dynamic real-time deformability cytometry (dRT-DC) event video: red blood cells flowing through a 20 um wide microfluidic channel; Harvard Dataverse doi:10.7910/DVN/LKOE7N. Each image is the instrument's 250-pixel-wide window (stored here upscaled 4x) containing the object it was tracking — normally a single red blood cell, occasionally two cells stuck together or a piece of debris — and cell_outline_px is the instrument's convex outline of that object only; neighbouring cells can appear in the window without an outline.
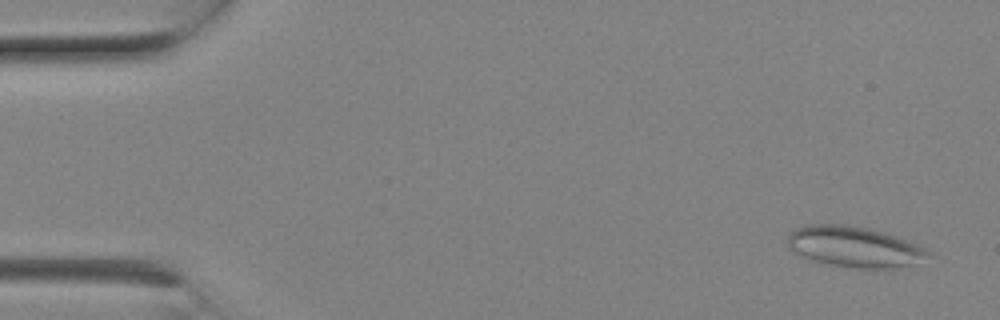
{"species": "Egyptian fruit bat (a non-hibernating species)", "species_latin": "Rousettus aegyptiacus", "temperature_condition": "room temperature", "stored_images_in_passage": 7, "camera_frame_rate_fps": 3000, "um_per_image_px": 0.085, "animal": {"sex": "female"}, "frame": {"image": 1, "passage_image": 1, "time_ms": 0.0, "image_size_px": [1000, 320], "cell_outline_px": [[932, 256], [908, 264], [892, 268], [860, 268], [820, 264], [800, 256], [792, 252], [788, 244], [788, 236], [796, 228], [804, 224], [844, 224], [868, 228], [884, 232], [924, 248], [932, 252]], "centroid_in_image_um": [72.53, 20.97], "position_along_channel_um": 12.5, "area_um2": 33.29}}